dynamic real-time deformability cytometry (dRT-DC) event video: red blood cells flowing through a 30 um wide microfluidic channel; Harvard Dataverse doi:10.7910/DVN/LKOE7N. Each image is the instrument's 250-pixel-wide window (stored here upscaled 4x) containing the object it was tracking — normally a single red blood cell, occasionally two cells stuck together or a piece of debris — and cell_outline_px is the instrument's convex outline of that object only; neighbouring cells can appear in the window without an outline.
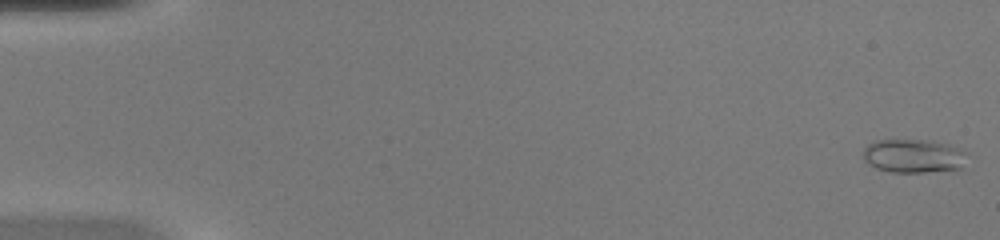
{"species": "common noctule bat (a hibernating species)", "species_latin": "Nyctalus noctula", "temperature_condition": "warm", "stored_images_in_passage": 50, "camera_frame_rate_fps": 3000, "um_per_image_px": 0.085, "animal": {"sex": "female", "body_mass_g": 20.0, "forearm_length_mm": 54.0}, "frame": {"image": 1, "passage_image": 1, "time_ms": 0.0, "image_size_px": [1000, 240], "cell_outline_px": [[968, 152], [960, 168], [924, 172], [892, 172], [876, 168], [864, 160], [864, 148], [872, 140], [928, 140], [948, 144]], "centroid_in_image_um": [77.62, 13.24], "position_along_channel_um": 7.4, "area_um2": 20.23}}
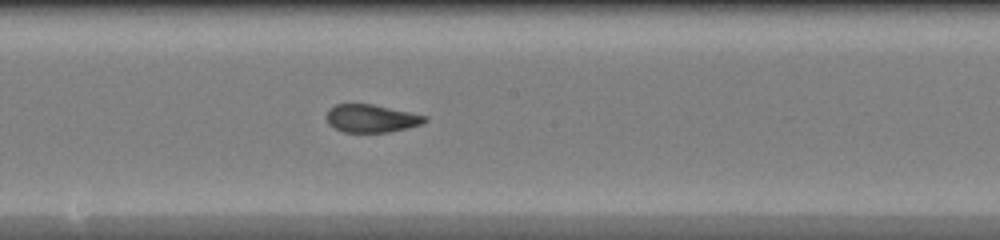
{"frame": {"image": 2, "passage_image": 28, "time_ms": 9.0, "image_size_px": [1000, 240], "cell_outline_px": [[428, 120], [420, 124], [408, 128], [388, 132], [344, 132], [328, 124], [328, 108], [336, 104], [372, 104], [428, 116]], "centroid_in_image_um": [31.58, 10.06], "position_along_channel_um": 216.6, "area_um2": 15.84}}
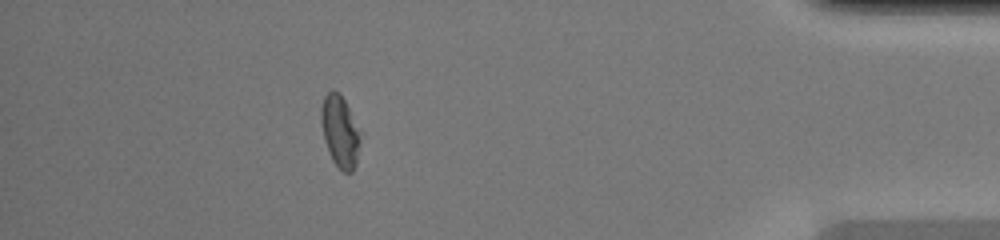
{"frame": {"image": 3, "passage_image": 45, "time_ms": 14.667, "image_size_px": [1000, 240], "cell_outline_px": [[360, 140], [356, 164], [352, 172], [344, 172], [332, 160], [328, 152], [324, 140], [320, 120], [320, 108], [324, 96], [332, 88], [340, 92], [360, 132]], "centroid_in_image_um": [28.87, 11.14], "position_along_channel_um": 406.3, "area_um2": 16.42}, "authors_computed_cell_mechanics": {"area_um2": 16.9354, "velocity_mm_per_s": 4.1626, "shape_relaxation_time_tau1_ms": null, "shape_relaxation_time_tau2_ms": 1.0378, "deformation_change_tau1": null, "deformation_change_tau2": 0.0597}}